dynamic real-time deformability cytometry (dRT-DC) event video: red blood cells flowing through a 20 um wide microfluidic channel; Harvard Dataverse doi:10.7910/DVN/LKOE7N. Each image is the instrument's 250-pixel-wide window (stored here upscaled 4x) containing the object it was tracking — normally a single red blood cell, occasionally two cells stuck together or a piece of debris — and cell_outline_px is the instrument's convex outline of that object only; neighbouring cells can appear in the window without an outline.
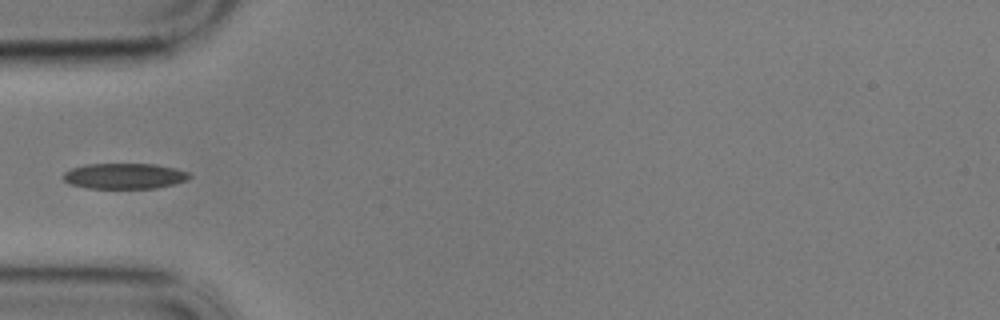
{"species": "common noctule bat (a hibernating species)", "species_latin": "Nyctalus noctula", "temperature_condition": "cold", "stored_images_in_passage": 41, "camera_frame_rate_fps": 3000, "um_per_image_px": 0.085, "animal": {"sex": "male", "body_mass_g": 17.9}, "frame": {"image": 1, "passage_image": 1, "time_ms": 0.0, "image_size_px": [1000, 320], "cell_outline_px": [[192, 176], [188, 180], [176, 184], [156, 188], [88, 188], [68, 184], [64, 180], [64, 172], [72, 168], [84, 164], [156, 164], [176, 168], [188, 172]], "centroid_in_image_um": [10.61, 14.96], "position_along_channel_um": 74.4, "area_um2": 19.02}}
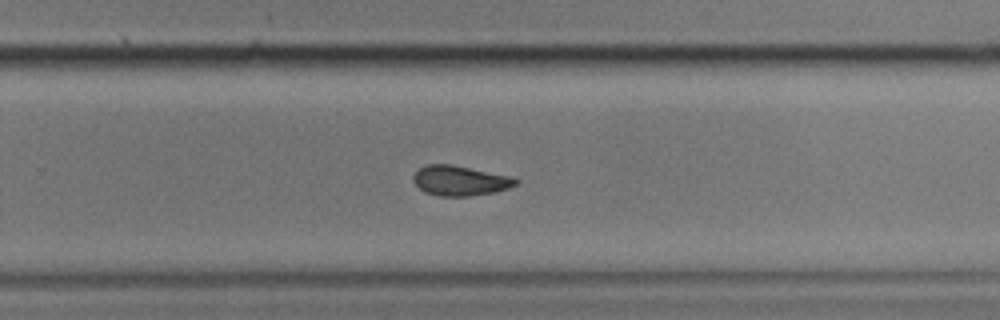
{"frame": {"image": 2, "passage_image": 20, "time_ms": 6.333, "image_size_px": [1000, 320], "cell_outline_px": [[520, 180], [516, 184], [508, 188], [496, 192], [468, 196], [440, 196], [424, 192], [412, 180], [412, 176], [420, 168], [428, 164], [452, 164], [512, 176]], "centroid_in_image_um": [39.12, 15.35], "position_along_channel_um": 290.7, "area_um2": 17.98}}
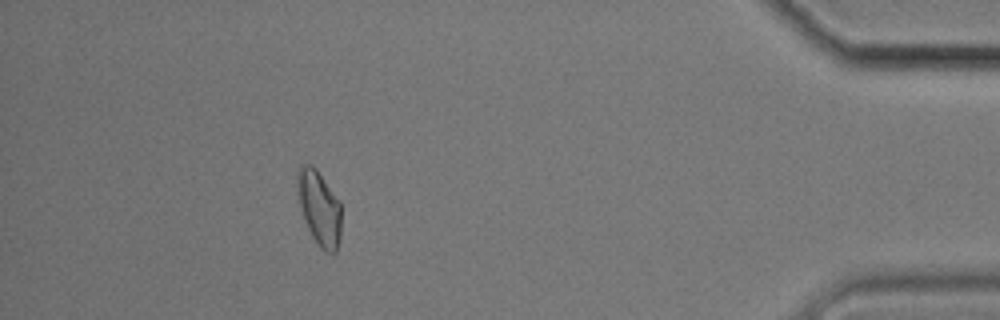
{"frame": {"image": 3, "passage_image": 35, "time_ms": 11.333, "image_size_px": [1000, 320], "cell_outline_px": [[340, 236], [336, 252], [328, 252], [312, 236], [308, 228], [300, 204], [296, 184], [296, 172], [300, 164], [312, 164], [316, 168], [340, 200]], "centroid_in_image_um": [27.13, 17.57], "position_along_channel_um": 408.1, "area_um2": 18.84}}